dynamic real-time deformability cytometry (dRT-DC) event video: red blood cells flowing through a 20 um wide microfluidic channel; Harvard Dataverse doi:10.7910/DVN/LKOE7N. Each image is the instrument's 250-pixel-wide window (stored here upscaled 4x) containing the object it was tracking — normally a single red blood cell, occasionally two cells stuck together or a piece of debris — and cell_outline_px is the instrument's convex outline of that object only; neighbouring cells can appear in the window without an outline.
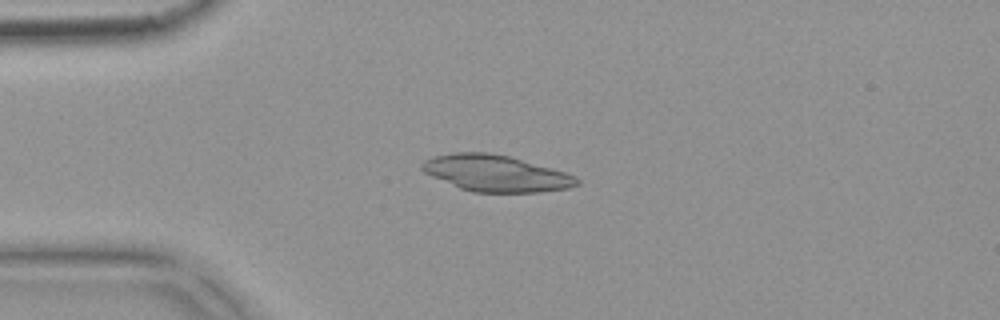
{"species": "common noctule bat (a hibernating species)", "species_latin": "Nyctalus noctula", "temperature_condition": "warm", "stored_images_in_passage": 44, "camera_frame_rate_fps": 3000, "um_per_image_px": 0.085, "animal": {"sex": "female", "body_mass_g": 18.4}, "frame": {"image": 1, "passage_image": 4, "time_ms": 1.0, "image_size_px": [1000, 320], "cell_outline_px": [[580, 184], [568, 188], [540, 192], [472, 192], [460, 188], [432, 176], [424, 172], [420, 168], [420, 164], [424, 160], [432, 156], [452, 152], [488, 152], [508, 156], [564, 172], [576, 176], [580, 180]], "centroid_in_image_um": [42.11, 14.73], "position_along_channel_um": 42.9, "area_um2": 32.71}}
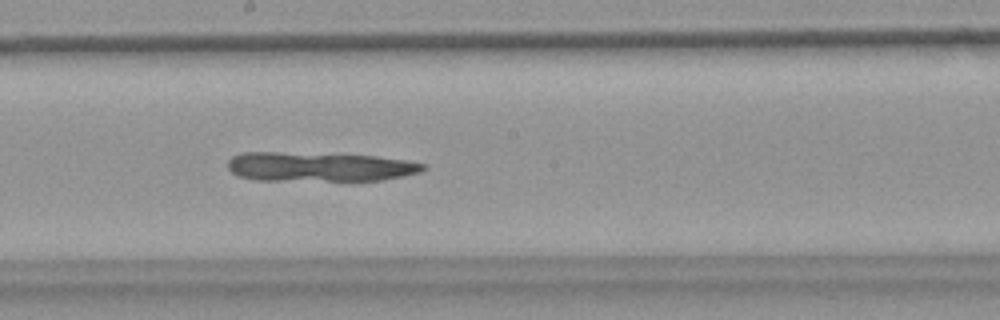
{"frame": {"image": 2, "passage_image": 20, "time_ms": 6.333, "image_size_px": [1000, 320], "cell_outline_px": [[428, 168], [420, 172], [404, 176], [384, 180], [352, 184], [348, 184], [256, 180], [236, 176], [228, 168], [228, 160], [232, 156], [244, 152], [276, 152], [376, 156], [408, 160], [428, 164]], "centroid_in_image_um": [27.23, 14.24], "position_along_channel_um": 221.0, "area_um2": 35.43}}
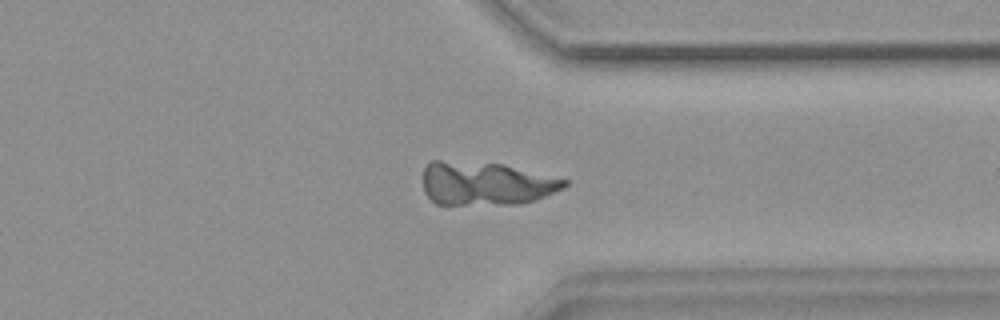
{"frame": {"image": 3, "passage_image": 32, "time_ms": 10.333, "image_size_px": [1000, 320], "cell_outline_px": [[568, 184], [564, 188], [544, 196], [520, 204], [436, 204], [424, 192], [424, 164], [428, 160], [440, 160], [504, 164], [568, 180]], "centroid_in_image_um": [41.27, 15.58], "position_along_channel_um": 370.1, "area_um2": 35.78}}